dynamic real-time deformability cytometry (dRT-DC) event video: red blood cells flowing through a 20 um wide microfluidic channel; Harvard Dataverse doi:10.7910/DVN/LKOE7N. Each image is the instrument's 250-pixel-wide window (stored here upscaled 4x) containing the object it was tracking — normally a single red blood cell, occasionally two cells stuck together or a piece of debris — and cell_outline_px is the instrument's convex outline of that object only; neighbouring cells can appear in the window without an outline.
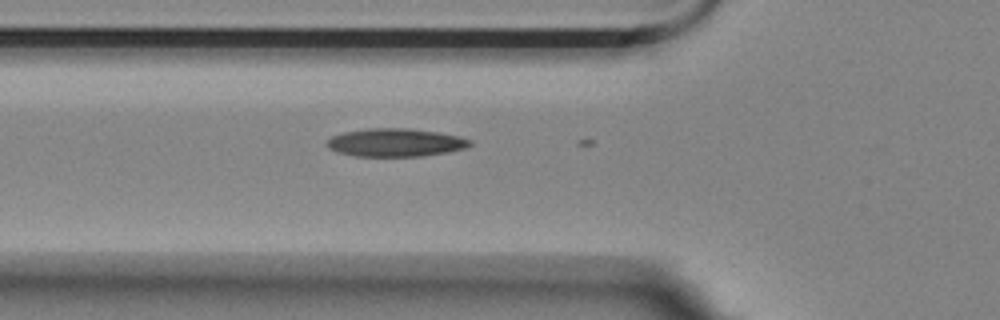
{"species": "Egyptian fruit bat (a non-hibernating species)", "species_latin": "Rousettus aegyptiacus", "temperature_condition": "room temperature", "stored_images_in_passage": 5, "camera_frame_rate_fps": 3000, "um_per_image_px": 0.085, "animal": {"sex": "female"}, "frame": {"image": 1, "passage_image": 2, "time_ms": 0.333, "image_size_px": [1000, 320], "cell_outline_px": [[472, 144], [468, 148], [448, 152], [424, 156], [352, 156], [336, 152], [328, 148], [324, 144], [332, 136], [344, 132], [368, 128], [412, 128], [440, 132], [460, 136], [472, 140]], "centroid_in_image_um": [33.64, 12.11], "position_along_channel_um": 92.2, "area_um2": 23.87}}